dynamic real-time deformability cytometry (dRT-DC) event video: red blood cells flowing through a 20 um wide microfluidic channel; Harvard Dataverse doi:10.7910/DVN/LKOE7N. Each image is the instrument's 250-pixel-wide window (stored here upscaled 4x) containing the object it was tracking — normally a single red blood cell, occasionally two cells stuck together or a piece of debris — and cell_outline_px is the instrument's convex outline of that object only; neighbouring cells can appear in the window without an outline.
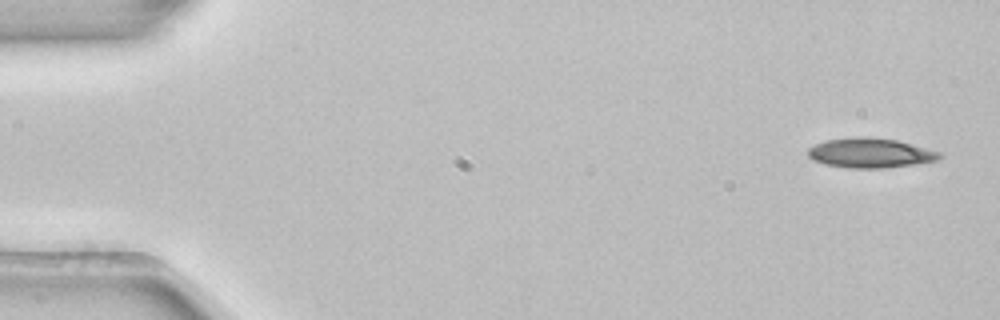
{"species": "common noctule bat (a hibernating species)", "species_latin": "Nyctalus noctula", "temperature_condition": "room temperature", "stored_images_in_passage": 3, "camera_frame_rate_fps": 3000, "um_per_image_px": 0.085, "animal": {"sex": "female", "body_mass_g": 22.7, "forearm_length_mm": 54.2}, "frame": {"image": 1, "passage_image": 1, "time_ms": 0.0, "image_size_px": [1000, 320], "cell_outline_px": [[944, 156], [940, 160], [916, 164], [884, 168], [848, 168], [824, 164], [812, 160], [808, 156], [808, 148], [824, 140], [896, 140], [912, 144], [940, 152]], "centroid_in_image_um": [74.02, 13.07], "position_along_channel_um": 11.0, "area_um2": 21.85}}
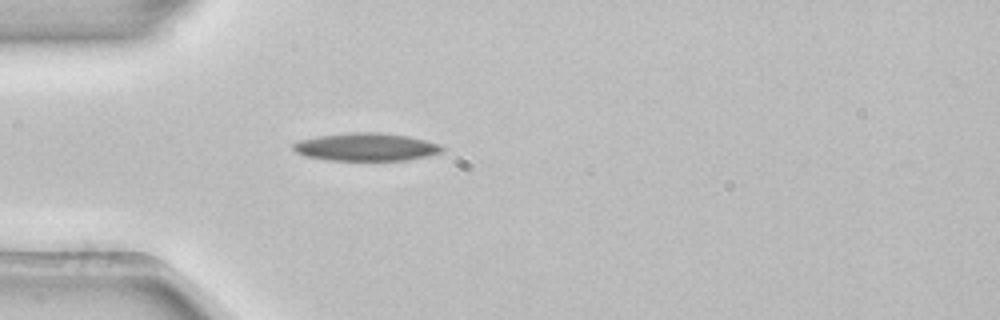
{"frame": {"image": 2, "passage_image": 3, "time_ms": 0.667, "image_size_px": [1000, 320], "cell_outline_px": [[444, 152], [428, 156], [404, 160], [328, 160], [304, 156], [296, 152], [292, 148], [292, 144], [300, 140], [316, 136], [348, 132], [380, 132], [408, 136], [440, 144], [444, 148]], "centroid_in_image_um": [31.11, 12.49], "position_along_channel_um": 53.9, "area_um2": 24.33}}